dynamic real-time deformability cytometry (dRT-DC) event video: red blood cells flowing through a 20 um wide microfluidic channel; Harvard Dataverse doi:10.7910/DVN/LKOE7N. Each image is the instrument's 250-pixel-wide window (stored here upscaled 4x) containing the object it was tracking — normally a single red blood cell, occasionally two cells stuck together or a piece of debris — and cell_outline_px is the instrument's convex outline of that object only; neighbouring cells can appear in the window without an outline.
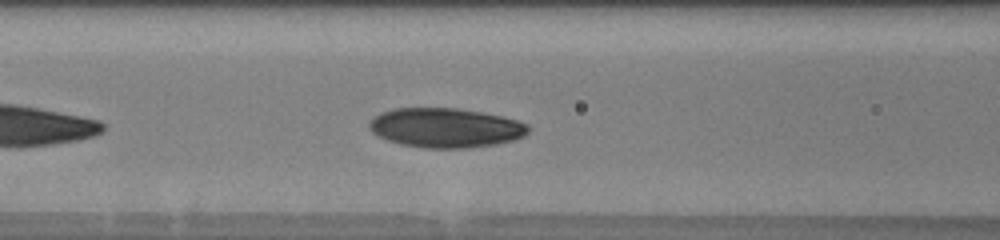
{"species": "human", "species_latin": "Homo sapiens", "temperature_condition": "warm", "stored_images_in_passage": 6, "camera_frame_rate_fps": 3000, "um_per_image_px": 0.085, "donor": {"sex": "male"}, "frame": {"image": 1, "passage_image": 6, "time_ms": 4.667, "image_size_px": [1000, 240], "cell_outline_px": [[528, 132], [524, 136], [512, 140], [496, 144], [468, 148], [424, 148], [400, 144], [388, 140], [372, 132], [368, 128], [368, 124], [380, 112], [392, 108], [456, 108], [480, 112], [500, 116], [516, 120], [528, 124]], "centroid_in_image_um": [37.85, 10.86], "position_along_channel_um": 128.8, "area_um2": 36.47}}